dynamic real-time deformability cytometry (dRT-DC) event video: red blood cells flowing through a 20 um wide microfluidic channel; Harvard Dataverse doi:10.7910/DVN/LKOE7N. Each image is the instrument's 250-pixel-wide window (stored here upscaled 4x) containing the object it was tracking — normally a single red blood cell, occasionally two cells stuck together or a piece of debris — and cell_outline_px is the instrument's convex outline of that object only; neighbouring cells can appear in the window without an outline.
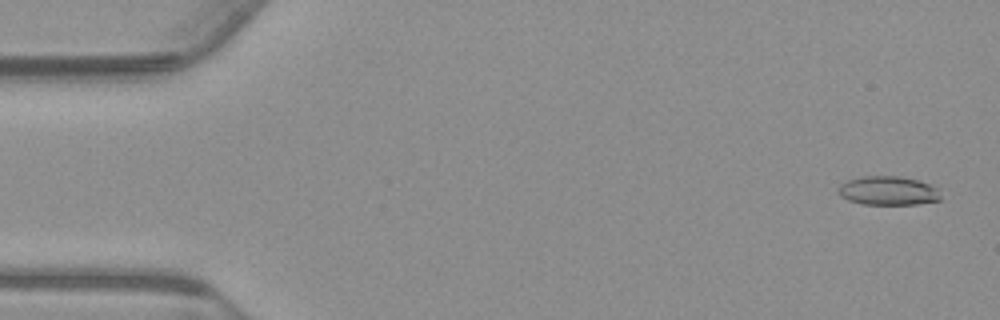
{"species": "common noctule bat (a hibernating species)", "species_latin": "Nyctalus noctula", "temperature_condition": "warm", "stored_images_in_passage": 55, "camera_frame_rate_fps": 3000, "um_per_image_px": 0.085, "animal": {"sex": "male", "body_mass_g": 23.1, "forearm_length_mm": 52.7}, "frame": {"image": 1, "passage_image": 2, "time_ms": 0.333, "image_size_px": [1000, 320], "cell_outline_px": [[940, 200], [916, 204], [860, 204], [848, 200], [840, 196], [840, 184], [848, 180], [864, 176], [896, 176], [916, 180], [928, 184], [936, 188], [940, 196]], "centroid_in_image_um": [75.47, 16.22], "position_along_channel_um": 9.5, "area_um2": 16.94}}
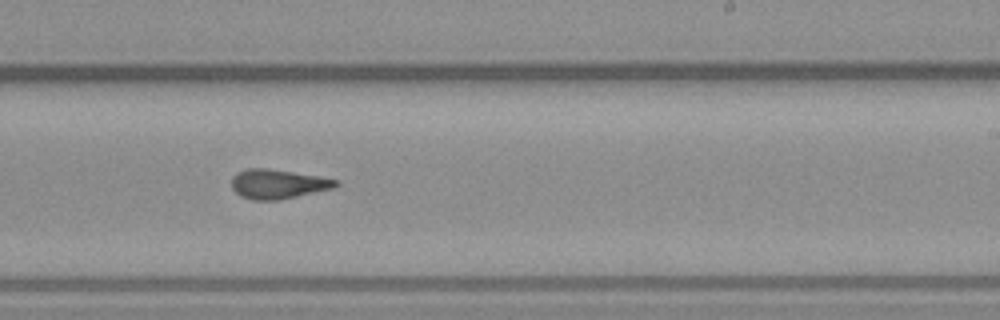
{"frame": {"image": 2, "passage_image": 33, "time_ms": 10.667, "image_size_px": [1000, 320], "cell_outline_px": [[340, 184], [336, 188], [280, 200], [252, 200], [240, 196], [232, 188], [232, 176], [236, 172], [248, 168], [268, 168], [320, 176], [340, 180]], "centroid_in_image_um": [23.66, 15.64], "position_along_channel_um": 265.3, "area_um2": 18.21}}
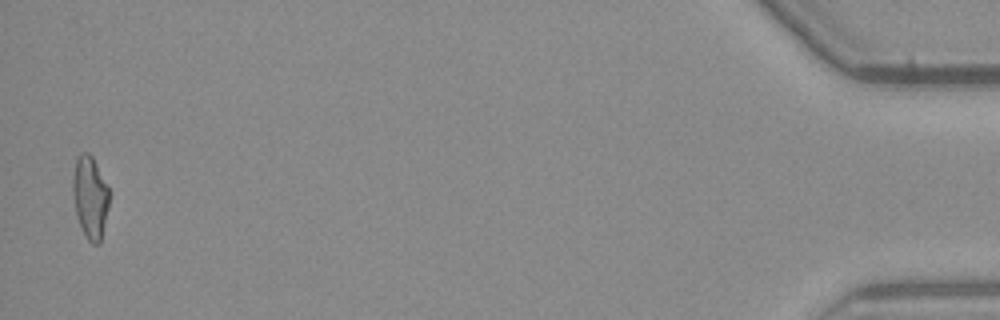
{"frame": {"image": 3, "passage_image": 54, "time_ms": 17.667, "image_size_px": [1000, 320], "cell_outline_px": [[108, 208], [100, 244], [92, 244], [88, 240], [76, 216], [72, 192], [72, 176], [76, 160], [80, 152], [88, 152], [92, 156], [108, 188]], "centroid_in_image_um": [7.63, 16.76], "position_along_channel_um": 427.6, "area_um2": 17.34}, "authors_computed_cell_mechanics": {"area_um2": 17.629, "velocity_mm_per_s": 3.7636, "shape_relaxation_time_tau1_ms": null, "shape_relaxation_time_tau2_ms": 3.0287, "deformation_change_tau1": null, "deformation_change_tau2": 0.1226}}